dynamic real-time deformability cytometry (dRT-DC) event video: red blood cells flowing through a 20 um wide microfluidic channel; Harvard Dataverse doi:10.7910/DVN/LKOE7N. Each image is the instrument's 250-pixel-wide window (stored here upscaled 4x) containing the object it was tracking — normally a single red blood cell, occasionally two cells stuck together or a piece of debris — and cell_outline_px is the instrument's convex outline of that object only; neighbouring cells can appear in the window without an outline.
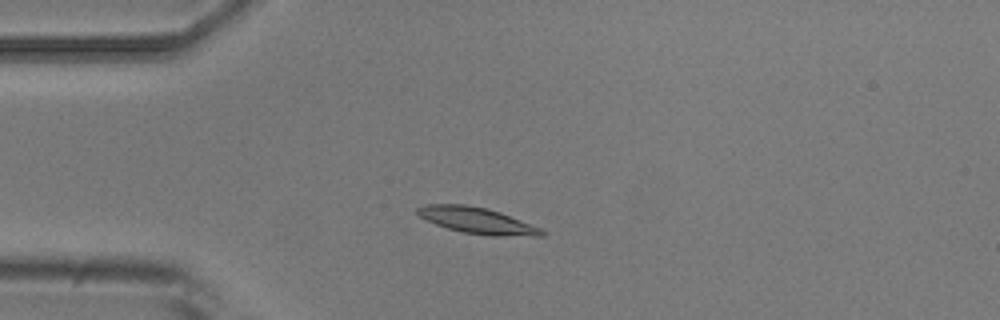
{"species": "common noctule bat (a hibernating species)", "species_latin": "Nyctalus noctula", "temperature_condition": "room temperature", "stored_images_in_passage": 2, "camera_frame_rate_fps": 3000, "um_per_image_px": 0.085, "animal": {"sex": "male", "body_mass_g": 20.5, "forearm_length_mm": 52.5}, "frame": {"image": 1, "passage_image": 2, "time_ms": 2.0, "image_size_px": [1000, 320], "cell_outline_px": [[548, 232], [544, 236], [492, 236], [464, 232], [448, 228], [436, 224], [420, 216], [416, 212], [416, 208], [424, 204], [464, 204], [488, 208], [500, 212], [540, 228]], "centroid_in_image_um": [40.58, 18.74], "position_along_channel_um": 44.4, "area_um2": 18.9}}